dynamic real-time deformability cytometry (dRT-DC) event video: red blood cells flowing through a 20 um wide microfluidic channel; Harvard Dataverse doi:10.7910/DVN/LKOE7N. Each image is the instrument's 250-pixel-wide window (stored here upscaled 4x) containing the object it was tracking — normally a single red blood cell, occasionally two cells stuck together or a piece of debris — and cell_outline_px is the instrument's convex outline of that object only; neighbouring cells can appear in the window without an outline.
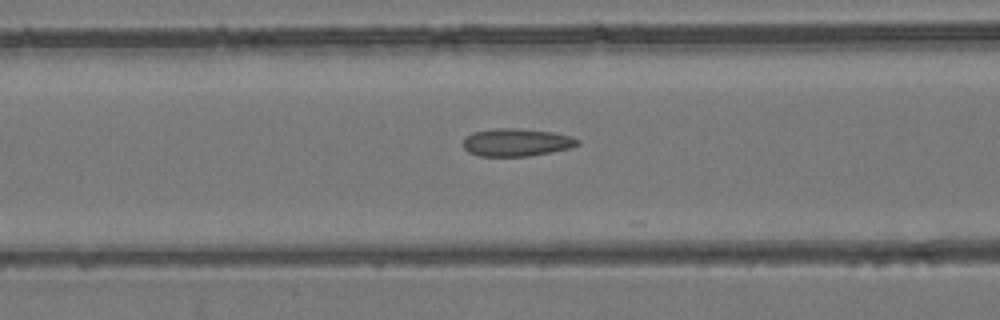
{"species": "common noctule bat (a hibernating species)", "species_latin": "Nyctalus noctula", "temperature_condition": "room temperature", "stored_images_in_passage": 34, "camera_frame_rate_fps": 3000, "um_per_image_px": 0.085, "animal": {"sex": "female", "body_mass_g": 24.6, "forearm_length_mm": 56.2}, "frame": {"image": 1, "passage_image": 9, "time_ms": 2.667, "image_size_px": [1000, 320], "cell_outline_px": [[580, 144], [568, 148], [528, 156], [480, 156], [468, 152], [464, 148], [464, 140], [472, 132], [496, 128], [516, 128], [552, 132], [568, 136], [580, 140]], "centroid_in_image_um": [43.87, 12.1], "position_along_channel_um": 122.7, "area_um2": 18.21}}
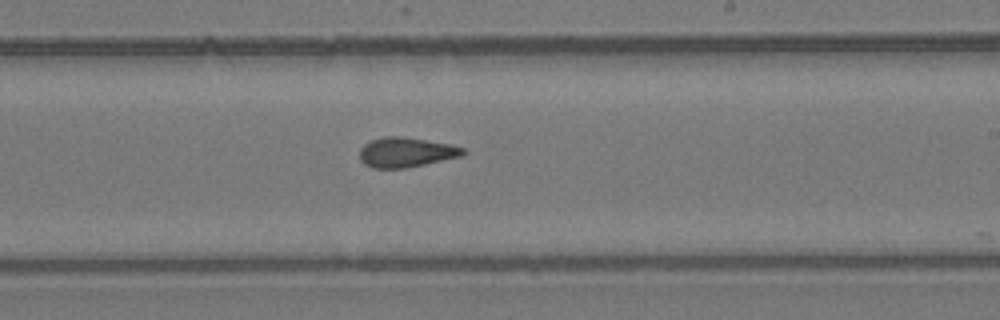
{"frame": {"image": 2, "passage_image": 19, "time_ms": 6.0, "image_size_px": [1000, 320], "cell_outline_px": [[468, 152], [464, 156], [404, 168], [372, 168], [364, 164], [360, 160], [360, 148], [364, 144], [372, 140], [384, 136], [400, 136], [452, 144], [464, 148]], "centroid_in_image_um": [34.54, 12.94], "position_along_channel_um": 254.5, "area_um2": 18.09}}
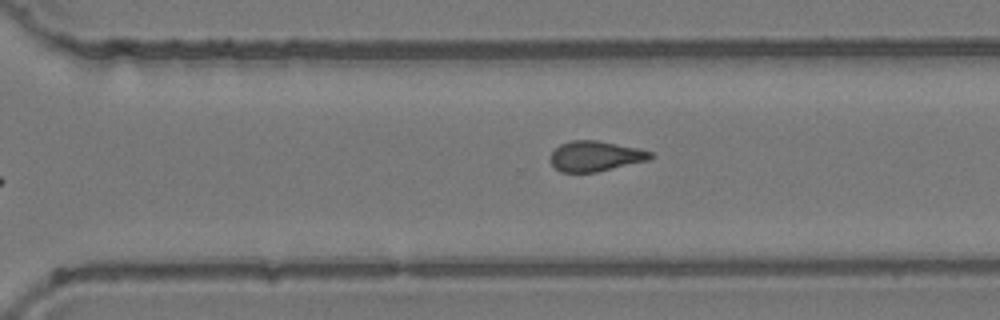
{"frame": {"image": 3, "passage_image": 24, "time_ms": 7.667, "image_size_px": [1000, 320], "cell_outline_px": [[656, 156], [648, 160], [596, 172], [560, 172], [552, 164], [548, 156], [560, 144], [572, 140], [596, 140], [636, 148], [652, 152]], "centroid_in_image_um": [50.58, 13.27], "position_along_channel_um": 320.0, "area_um2": 17.57}, "authors_computed_cell_mechanics": {"area_um2": 18.1492, "velocity_mm_per_s": 3.9488, "shape_relaxation_time_tau1_ms": null, "shape_relaxation_time_tau2_ms": 2.0112, "deformation_change_tau1": null, "deformation_change_tau2": 0.0971}}